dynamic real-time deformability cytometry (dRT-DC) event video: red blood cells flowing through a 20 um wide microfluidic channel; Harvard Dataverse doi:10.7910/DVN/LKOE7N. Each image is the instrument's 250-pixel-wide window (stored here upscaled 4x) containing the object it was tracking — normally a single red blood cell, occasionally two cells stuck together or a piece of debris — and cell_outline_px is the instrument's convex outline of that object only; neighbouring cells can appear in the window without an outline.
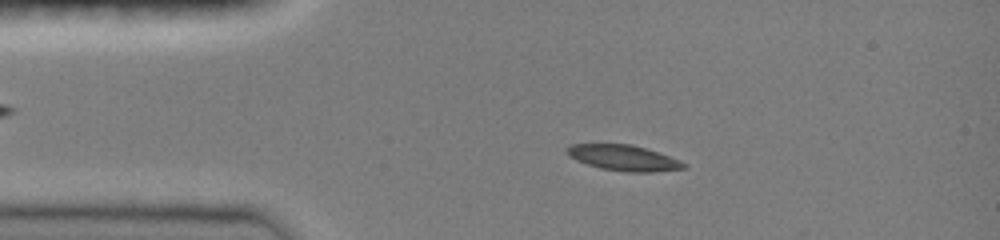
{"species": "common noctule bat (a hibernating species)", "species_latin": "Nyctalus noctula", "temperature_condition": "room temperature", "stored_images_in_passage": 46, "camera_frame_rate_fps": 3000, "um_per_image_px": 0.085, "animal": {"sex": "female", "body_mass_g": 19.0, "forearm_length_mm": 51.5}, "frame": {"image": 1, "passage_image": 8, "time_ms": 2.333, "image_size_px": [1000, 240], "cell_outline_px": [[688, 168], [652, 172], [628, 172], [600, 168], [576, 160], [568, 156], [564, 148], [568, 144], [632, 144], [680, 160], [688, 164]], "centroid_in_image_um": [52.98, 13.42], "position_along_channel_um": 32.0, "area_um2": 17.51}}
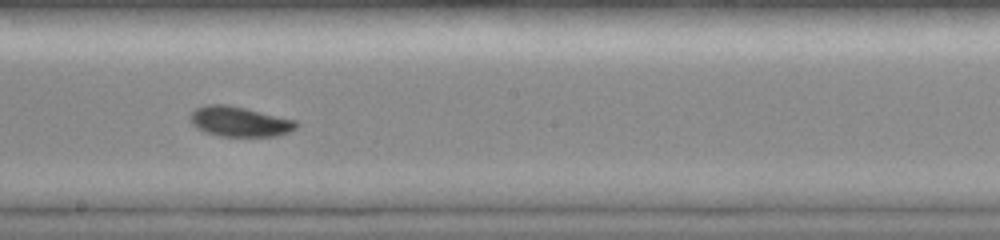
{"frame": {"image": 2, "passage_image": 25, "time_ms": 8.0, "image_size_px": [1000, 240], "cell_outline_px": [[300, 124], [296, 128], [288, 132], [276, 136], [220, 136], [204, 132], [196, 128], [188, 120], [188, 116], [196, 108], [208, 104], [228, 104], [296, 120]], "centroid_in_image_um": [20.33, 10.33], "position_along_channel_um": 227.9, "area_um2": 18.73}}
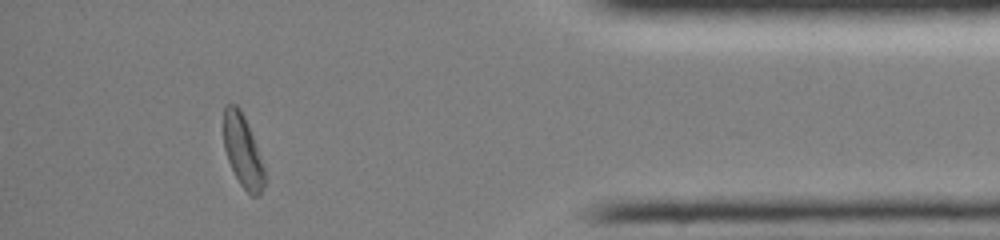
{"frame": {"image": 3, "passage_image": 41, "time_ms": 13.333, "image_size_px": [1000, 240], "cell_outline_px": [[264, 188], [260, 196], [252, 196], [240, 184], [228, 160], [224, 148], [224, 104], [236, 104], [240, 108], [248, 124], [264, 164]], "centroid_in_image_um": [20.65, 12.83], "position_along_channel_um": 414.6, "area_um2": 17.28}, "authors_computed_cell_mechanics": {"area_um2": 18.0625, "velocity_mm_per_s": 4.0564, "shape_relaxation_time_tau1_ms": 3.3754, "shape_relaxation_time_tau2_ms": null, "deformation_change_tau1": 0.1286, "deformation_change_tau2": null}}